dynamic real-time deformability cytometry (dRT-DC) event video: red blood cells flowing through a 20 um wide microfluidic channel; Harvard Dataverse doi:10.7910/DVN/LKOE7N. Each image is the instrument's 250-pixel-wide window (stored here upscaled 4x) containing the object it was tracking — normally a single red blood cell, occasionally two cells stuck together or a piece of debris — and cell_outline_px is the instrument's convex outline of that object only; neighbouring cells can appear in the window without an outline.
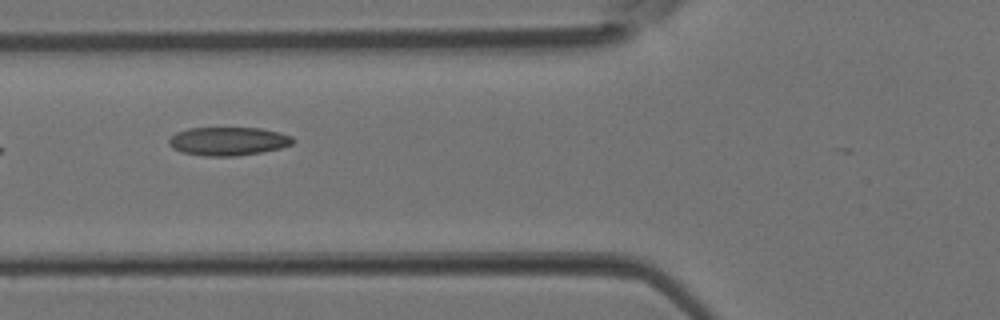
{"species": "Egyptian fruit bat (a non-hibernating species)", "species_latin": "Rousettus aegyptiacus", "temperature_condition": "room temperature", "stored_images_in_passage": 7, "camera_frame_rate_fps": 3000, "um_per_image_px": 0.085, "animal": {"sex": "female"}, "frame": {"image": 1, "passage_image": 6, "time_ms": 1.667, "image_size_px": [1000, 320], "cell_outline_px": [[296, 140], [292, 144], [280, 148], [260, 152], [236, 156], [204, 156], [180, 152], [172, 148], [168, 144], [168, 140], [176, 132], [188, 128], [260, 128], [280, 132], [292, 136]], "centroid_in_image_um": [19.38, 12.0], "position_along_channel_um": 106.4, "area_um2": 20.69}}
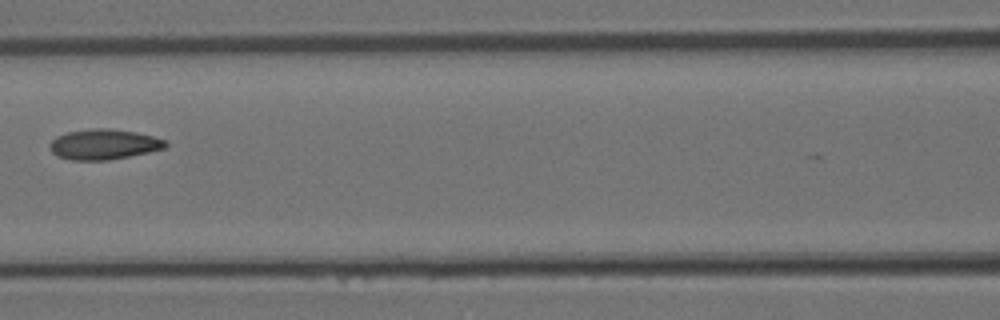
{"frame": {"image": 2, "passage_image": 7, "time_ms": 2.0, "image_size_px": [1000, 320], "cell_outline_px": [[168, 144], [164, 148], [148, 152], [108, 160], [72, 160], [56, 156], [52, 152], [48, 144], [56, 136], [68, 132], [92, 128], [108, 128], [136, 132], [168, 140]], "centroid_in_image_um": [8.81, 12.26], "position_along_channel_um": 157.8, "area_um2": 20.46}}